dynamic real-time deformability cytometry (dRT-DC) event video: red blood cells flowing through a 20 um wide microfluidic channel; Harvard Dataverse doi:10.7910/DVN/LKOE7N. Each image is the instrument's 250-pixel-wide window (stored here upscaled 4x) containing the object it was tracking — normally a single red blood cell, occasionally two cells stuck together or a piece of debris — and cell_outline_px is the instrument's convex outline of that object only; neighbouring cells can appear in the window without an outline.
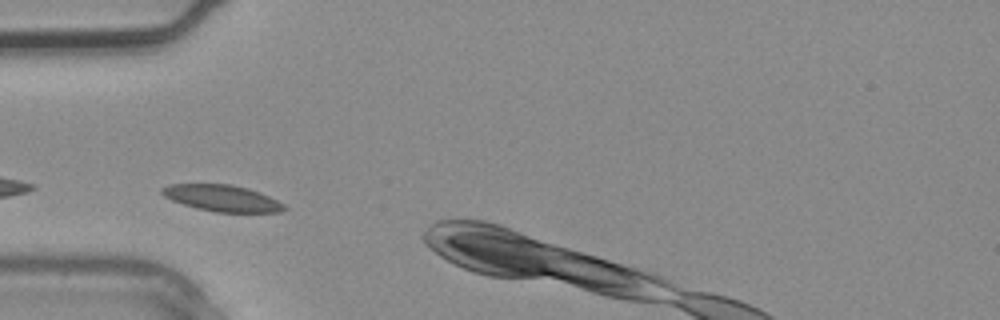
{"species": "common noctule bat (a hibernating species)", "species_latin": "Nyctalus noctula", "temperature_condition": "warm", "stored_images_in_passage": 3, "camera_frame_rate_fps": 3000, "um_per_image_px": 0.085, "animal": {"sex": "male", "body_mass_g": 20.4}, "frame": {"image": 1, "passage_image": 1, "time_ms": 0.0, "image_size_px": [1000, 320], "cell_outline_px": [[288, 208], [280, 212], [216, 212], [196, 208], [172, 200], [164, 196], [160, 192], [160, 188], [168, 184], [232, 184], [248, 188], [260, 192], [284, 204]], "centroid_in_image_um": [18.87, 16.84], "position_along_channel_um": 66.1, "area_um2": 18.84}}